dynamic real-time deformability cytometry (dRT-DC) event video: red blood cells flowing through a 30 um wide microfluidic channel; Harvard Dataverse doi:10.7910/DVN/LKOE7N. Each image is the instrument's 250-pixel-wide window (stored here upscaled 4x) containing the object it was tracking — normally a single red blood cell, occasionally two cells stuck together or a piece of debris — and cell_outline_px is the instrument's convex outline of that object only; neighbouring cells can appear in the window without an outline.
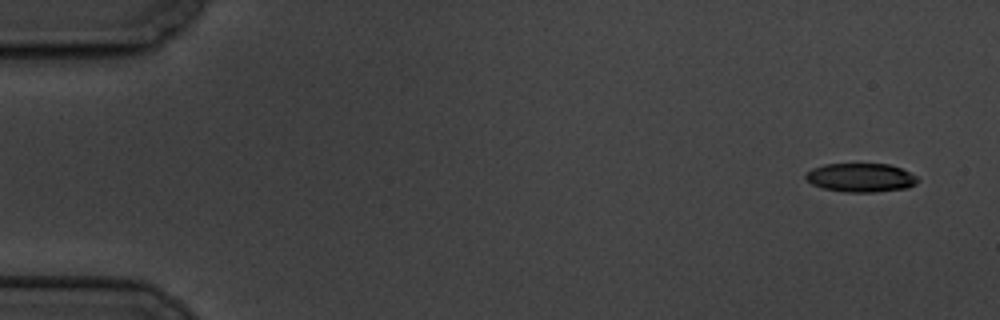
{"species": "common noctule bat (a hibernating species)", "species_latin": "Nyctalus noctula", "temperature_condition": "cold", "stored_images_in_passage": 11, "camera_frame_rate_fps": 3000, "um_per_image_px": 0.085, "animal": {"sex": "male", "body_mass_g": 19.5, "forearm_length_mm": 54.6}, "frame": {"image": 1, "passage_image": 1, "time_ms": 0.0, "image_size_px": [1000, 320], "cell_outline_px": [[920, 180], [916, 184], [908, 188], [872, 192], [844, 192], [824, 188], [812, 184], [804, 176], [812, 168], [824, 164], [888, 164], [900, 168], [916, 176]], "centroid_in_image_um": [73.18, 15.1], "position_along_channel_um": 11.8, "area_um2": 18.67}}
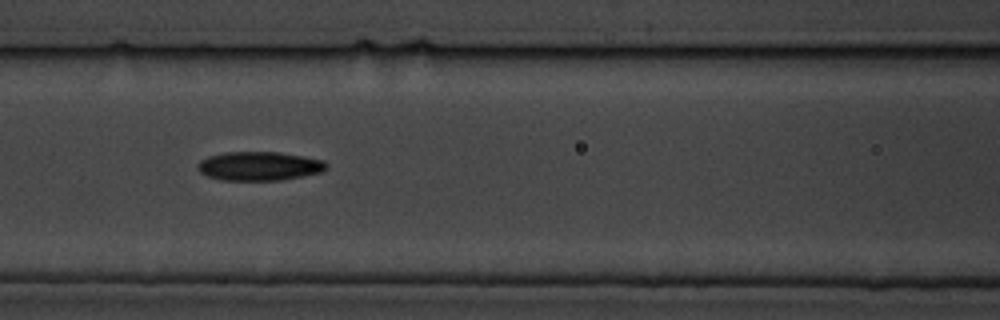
{"frame": {"image": 2, "passage_image": 7, "time_ms": 7.667, "image_size_px": [1000, 320], "cell_outline_px": [[328, 168], [320, 172], [280, 180], [220, 180], [208, 176], [200, 172], [200, 160], [208, 156], [224, 152], [280, 152], [324, 160], [328, 164]], "centroid_in_image_um": [22.06, 14.11], "position_along_channel_um": 144.5, "area_um2": 21.5}}
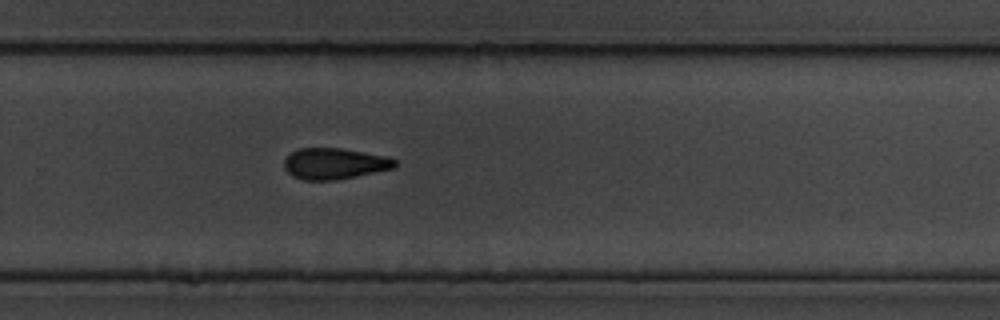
{"frame": {"image": 3, "passage_image": 11, "time_ms": 12.333, "image_size_px": [1000, 320], "cell_outline_px": [[396, 168], [336, 180], [304, 180], [292, 176], [284, 168], [284, 160], [292, 152], [300, 148], [340, 148], [384, 156], [396, 160]], "centroid_in_image_um": [28.42, 13.92], "position_along_channel_um": 301.4, "area_um2": 19.94}}